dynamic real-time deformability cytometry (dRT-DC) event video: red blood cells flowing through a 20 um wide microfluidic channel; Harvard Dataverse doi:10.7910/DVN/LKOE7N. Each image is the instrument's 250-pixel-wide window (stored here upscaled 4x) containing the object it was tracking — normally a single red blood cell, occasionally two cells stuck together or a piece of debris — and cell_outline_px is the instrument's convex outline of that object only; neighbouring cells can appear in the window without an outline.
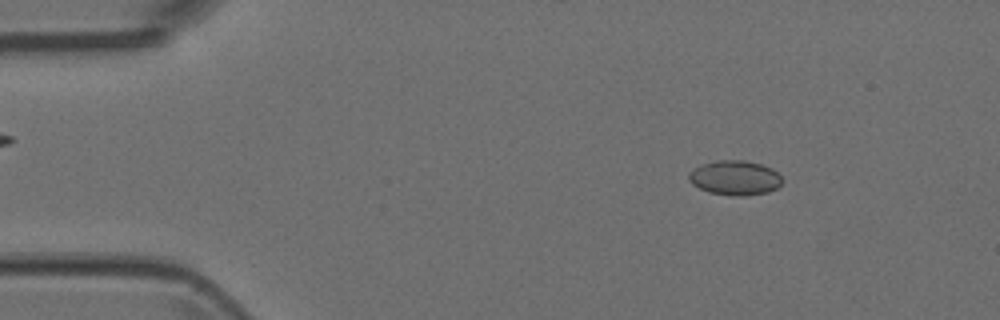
{"species": "Egyptian fruit bat (a non-hibernating species)", "species_latin": "Rousettus aegyptiacus", "temperature_condition": "room temperature", "stored_images_in_passage": 4, "camera_frame_rate_fps": 3000, "um_per_image_px": 0.085, "animal": {"sex": "female"}, "frame": {"image": 1, "passage_image": 2, "time_ms": 0.333, "image_size_px": [1000, 320], "cell_outline_px": [[784, 180], [776, 188], [768, 192], [744, 196], [732, 196], [708, 192], [692, 184], [688, 180], [688, 172], [692, 168], [700, 164], [716, 160], [744, 160], [760, 164], [772, 168]], "centroid_in_image_um": [62.43, 15.11], "position_along_channel_um": 22.6, "area_um2": 19.07}}